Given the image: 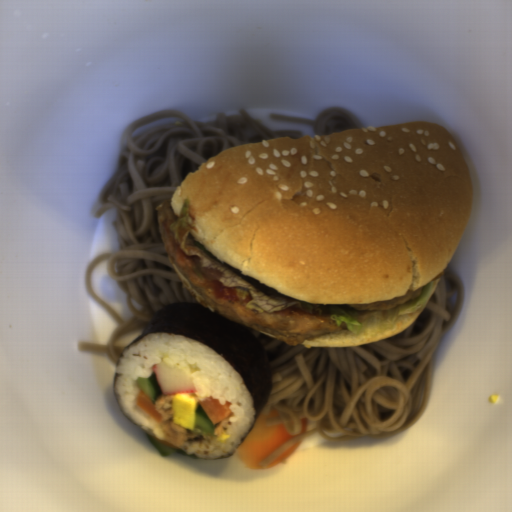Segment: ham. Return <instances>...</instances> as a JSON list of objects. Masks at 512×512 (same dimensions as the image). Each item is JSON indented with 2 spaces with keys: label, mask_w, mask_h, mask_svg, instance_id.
Here are the masks:
<instances>
[{
  "label": "ham",
  "mask_w": 512,
  "mask_h": 512,
  "mask_svg": "<svg viewBox=\"0 0 512 512\" xmlns=\"http://www.w3.org/2000/svg\"><path fill=\"white\" fill-rule=\"evenodd\" d=\"M198 403L213 426L222 423L233 414L230 408L232 403L225 400L224 405H221L212 395Z\"/></svg>",
  "instance_id": "1"
}]
</instances>
